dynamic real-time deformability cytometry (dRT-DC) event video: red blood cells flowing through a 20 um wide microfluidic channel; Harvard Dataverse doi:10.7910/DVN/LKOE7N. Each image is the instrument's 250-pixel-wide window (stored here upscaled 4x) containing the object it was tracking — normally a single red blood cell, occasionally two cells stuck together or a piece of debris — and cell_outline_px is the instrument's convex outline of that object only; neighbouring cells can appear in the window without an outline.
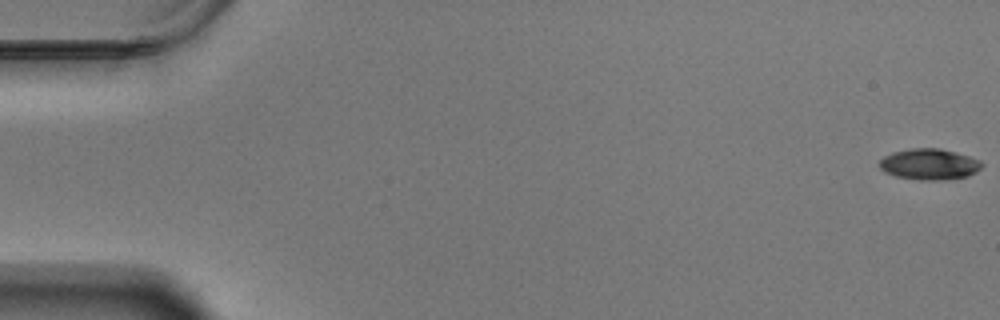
{"species": "Egyptian fruit bat (a non-hibernating species)", "species_latin": "Rousettus aegyptiacus", "temperature_condition": "warm", "stored_images_in_passage": 19, "camera_frame_rate_fps": 3000, "um_per_image_px": 0.085, "animal": {"sex": "male"}, "frame": {"image": 1, "passage_image": 1, "time_ms": 0.0, "image_size_px": [1000, 320], "cell_outline_px": [[984, 164], [976, 172], [968, 176], [940, 180], [920, 180], [896, 176], [884, 172], [880, 168], [880, 160], [884, 156], [892, 152], [908, 148], [940, 148], [956, 152], [980, 160]], "centroid_in_image_um": [78.98, 13.95], "position_along_channel_um": 6.0, "area_um2": 18.55}}
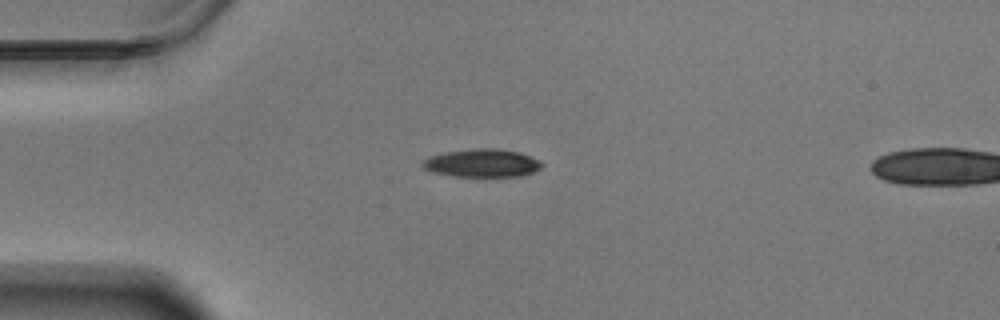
{"frame": {"image": 2, "passage_image": 16, "time_ms": 5.0, "image_size_px": [1000, 320], "cell_outline_px": [[544, 164], [540, 168], [532, 172], [520, 176], [452, 176], [432, 172], [424, 168], [420, 164], [428, 156], [444, 152], [476, 148], [496, 148], [520, 152], [540, 160]], "centroid_in_image_um": [40.96, 13.85], "position_along_channel_um": 44.0, "area_um2": 19.59}}